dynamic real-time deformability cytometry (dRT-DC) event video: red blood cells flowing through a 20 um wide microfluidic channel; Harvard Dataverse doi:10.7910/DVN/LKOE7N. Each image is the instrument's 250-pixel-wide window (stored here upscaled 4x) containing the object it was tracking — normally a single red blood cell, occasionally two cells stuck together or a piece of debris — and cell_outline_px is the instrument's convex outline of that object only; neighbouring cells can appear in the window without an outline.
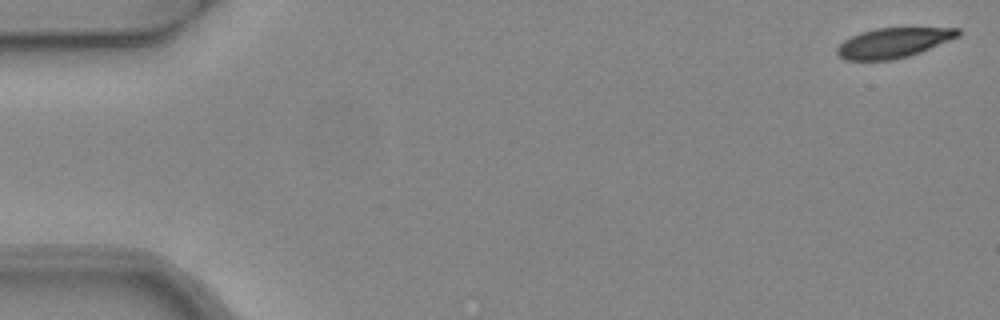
{"species": "common noctule bat (a hibernating species)", "species_latin": "Nyctalus noctula", "temperature_condition": "warm", "stored_images_in_passage": 5, "camera_frame_rate_fps": 3000, "um_per_image_px": 0.085, "animal": {"sex": "female", "body_mass_g": 24.6, "forearm_length_mm": 56.2}, "frame": {"image": 1, "passage_image": 1, "time_ms": 0.0, "image_size_px": [1000, 320], "cell_outline_px": [[960, 36], [920, 52], [908, 56], [892, 60], [844, 60], [836, 52], [836, 48], [844, 40], [860, 32], [876, 28], [960, 28]], "centroid_in_image_um": [75.92, 3.64], "position_along_channel_um": 9.1, "area_um2": 20.98}}
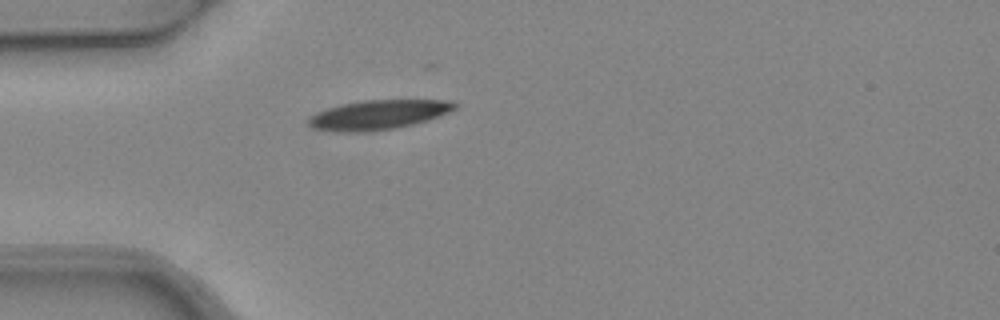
{"frame": {"image": 2, "passage_image": 5, "time_ms": 1.333, "image_size_px": [1000, 320], "cell_outline_px": [[460, 104], [456, 108], [448, 112], [428, 120], [396, 128], [364, 132], [340, 132], [312, 128], [308, 124], [308, 120], [316, 112], [328, 108], [344, 104], [364, 100], [452, 100]], "centroid_in_image_um": [32.19, 9.75], "position_along_channel_um": 52.8, "area_um2": 25.03}}